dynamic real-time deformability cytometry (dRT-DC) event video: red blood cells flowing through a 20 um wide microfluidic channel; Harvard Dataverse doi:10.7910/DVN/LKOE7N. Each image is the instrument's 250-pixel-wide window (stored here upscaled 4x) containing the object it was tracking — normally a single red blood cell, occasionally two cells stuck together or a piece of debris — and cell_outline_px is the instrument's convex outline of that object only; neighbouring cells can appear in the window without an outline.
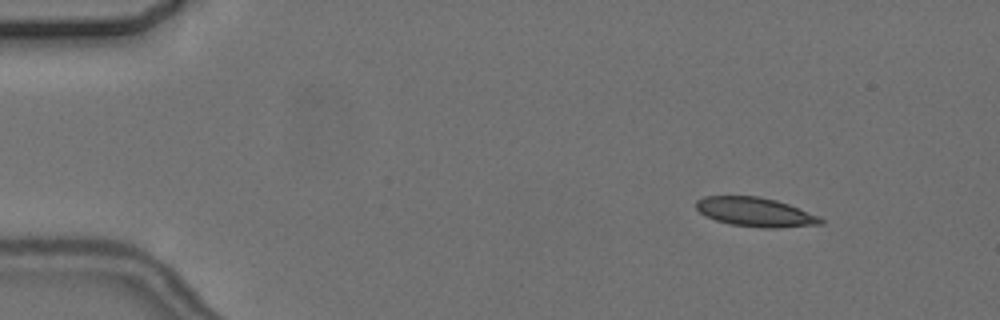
{"species": "common noctule bat (a hibernating species)", "species_latin": "Nyctalus noctula", "temperature_condition": "cold", "stored_images_in_passage": 4, "camera_frame_rate_fps": 3000, "um_per_image_px": 0.085, "animal": {"sex": "female", "body_mass_g": 24.6, "forearm_length_mm": 56.2}, "frame": {"image": 1, "passage_image": 1, "time_ms": 0.0, "image_size_px": [1000, 320], "cell_outline_px": [[824, 224], [780, 228], [764, 228], [732, 224], [716, 220], [704, 216], [696, 208], [696, 200], [704, 196], [760, 196], [776, 200], [788, 204], [820, 216], [824, 220]], "centroid_in_image_um": [64.22, 18.02], "position_along_channel_um": 20.8, "area_um2": 21.27}}
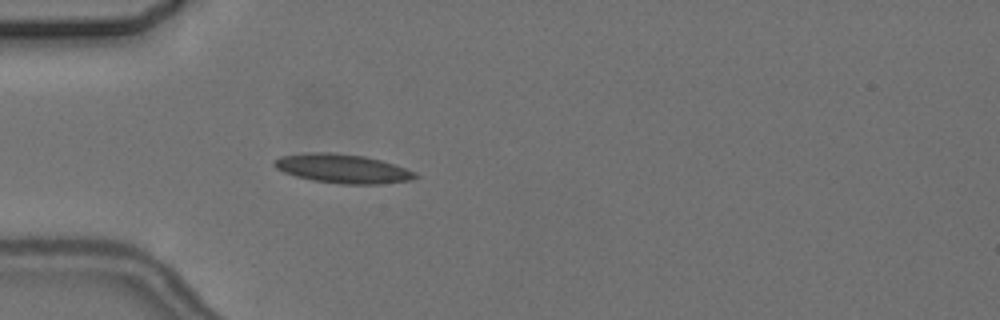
{"frame": {"image": 2, "passage_image": 4, "time_ms": 3.333, "image_size_px": [1000, 320], "cell_outline_px": [[420, 176], [412, 180], [380, 184], [340, 184], [312, 180], [296, 176], [284, 172], [276, 168], [272, 164], [280, 156], [308, 152], [328, 152], [364, 156], [380, 160], [416, 172]], "centroid_in_image_um": [29.12, 14.34], "position_along_channel_um": 55.9, "area_um2": 23.76}}